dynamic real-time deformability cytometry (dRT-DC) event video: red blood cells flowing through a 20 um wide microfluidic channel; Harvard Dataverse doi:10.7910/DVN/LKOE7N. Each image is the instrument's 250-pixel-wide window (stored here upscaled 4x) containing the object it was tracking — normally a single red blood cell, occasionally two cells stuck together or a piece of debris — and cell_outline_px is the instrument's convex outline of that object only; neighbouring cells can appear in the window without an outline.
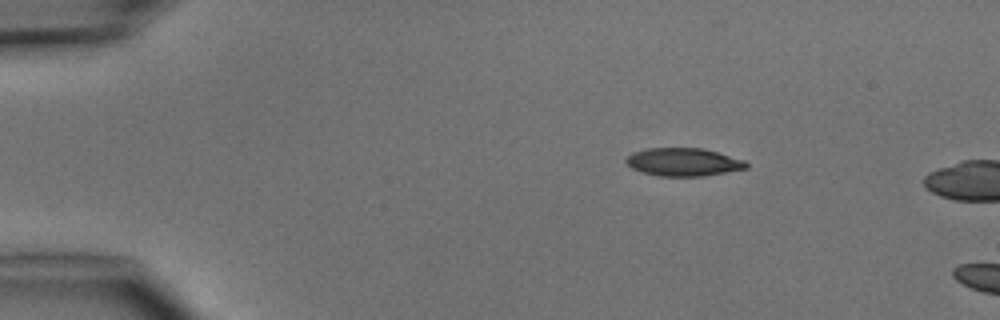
{"species": "common noctule bat (a hibernating species)", "species_latin": "Nyctalus noctula", "temperature_condition": "cold", "stored_images_in_passage": 2, "camera_frame_rate_fps": 3000, "um_per_image_px": 0.085, "animal": {"sex": "male", "body_mass_g": 15.6}, "frame": {"image": 1, "passage_image": 1, "time_ms": 0.0, "image_size_px": [1000, 320], "cell_outline_px": [[748, 168], [704, 176], [656, 176], [640, 172], [632, 168], [624, 160], [632, 152], [648, 148], [704, 148], [744, 160], [748, 164]], "centroid_in_image_um": [58.07, 13.77], "position_along_channel_um": 26.9, "area_um2": 19.71}}